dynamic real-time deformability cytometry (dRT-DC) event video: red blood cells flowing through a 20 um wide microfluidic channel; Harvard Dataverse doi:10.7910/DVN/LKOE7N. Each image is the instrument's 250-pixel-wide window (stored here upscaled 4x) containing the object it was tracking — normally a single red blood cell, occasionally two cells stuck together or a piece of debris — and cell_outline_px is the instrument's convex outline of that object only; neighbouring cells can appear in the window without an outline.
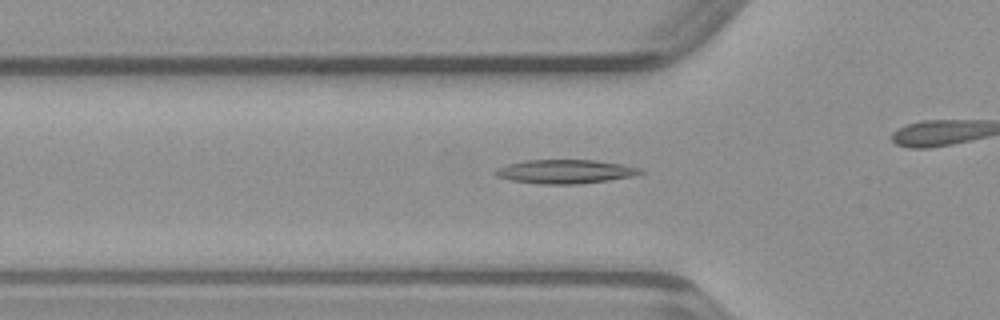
{"species": "common noctule bat (a hibernating species)", "species_latin": "Nyctalus noctula", "temperature_condition": "warm", "stored_images_in_passage": 33, "camera_frame_rate_fps": 3000, "um_per_image_px": 0.085, "animal": {"sex": "male", "body_mass_g": 23.1, "forearm_length_mm": 52.7}, "frame": {"image": 1, "passage_image": 10, "time_ms": 3.0, "image_size_px": [1000, 320], "cell_outline_px": [[644, 172], [628, 176], [604, 180], [576, 184], [540, 184], [512, 180], [496, 176], [492, 172], [496, 168], [508, 164], [524, 160], [596, 160], [620, 164], [640, 168]], "centroid_in_image_um": [47.94, 14.57], "position_along_channel_um": 77.9, "area_um2": 19.83}}
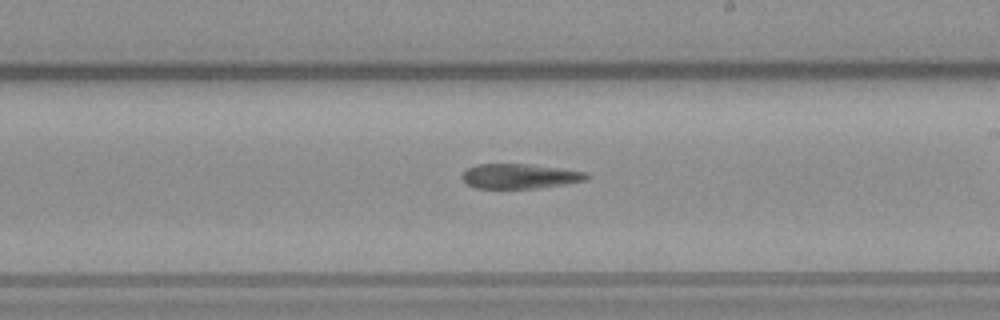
{"frame": {"image": 2, "passage_image": 22, "time_ms": 7.0, "image_size_px": [1000, 320], "cell_outline_px": [[588, 176], [584, 180], [564, 184], [536, 188], [476, 188], [468, 184], [460, 176], [468, 168], [476, 164], [528, 164], [560, 168], [588, 172]], "centroid_in_image_um": [44.16, 14.97], "position_along_channel_um": 244.8, "area_um2": 17.8}}
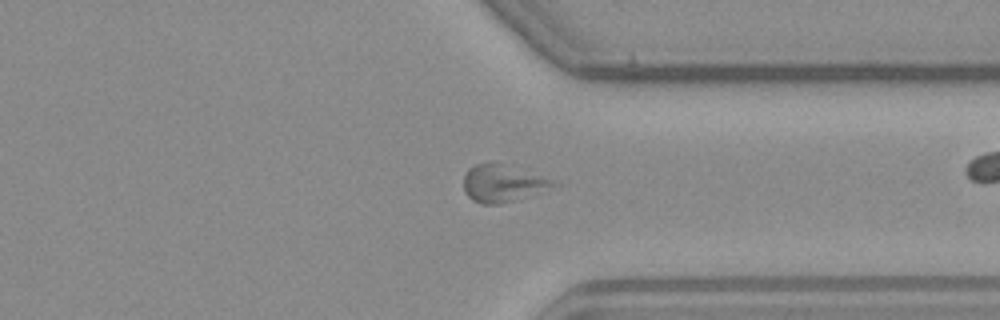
{"frame": {"image": 3, "passage_image": 31, "time_ms": 10.0, "image_size_px": [1000, 320], "cell_outline_px": [[560, 184], [528, 196], [500, 204], [480, 204], [472, 200], [464, 192], [464, 176], [468, 168], [476, 164], [492, 160], [496, 160], [556, 180]], "centroid_in_image_um": [42.72, 15.54], "position_along_channel_um": 368.7, "area_um2": 20.0}}